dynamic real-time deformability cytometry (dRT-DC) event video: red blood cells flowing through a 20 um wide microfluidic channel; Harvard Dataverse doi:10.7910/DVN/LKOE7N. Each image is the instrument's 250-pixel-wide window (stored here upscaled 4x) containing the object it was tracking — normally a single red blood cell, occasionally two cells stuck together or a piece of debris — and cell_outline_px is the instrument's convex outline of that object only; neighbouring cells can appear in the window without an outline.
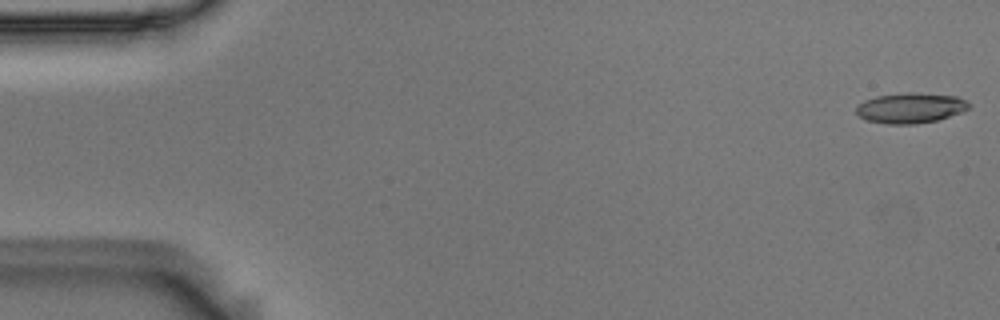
{"species": "Egyptian fruit bat (a non-hibernating species)", "species_latin": "Rousettus aegyptiacus", "temperature_condition": "room temperature", "stored_images_in_passage": 55, "camera_frame_rate_fps": 3000, "um_per_image_px": 0.085, "animal": {"sex": "male"}, "frame": {"image": 1, "passage_image": 1, "time_ms": 0.0, "image_size_px": [1000, 320], "cell_outline_px": [[972, 104], [968, 108], [960, 112], [936, 120], [916, 124], [888, 124], [868, 120], [860, 116], [856, 112], [856, 104], [864, 100], [876, 96], [908, 92], [912, 92], [956, 96]], "centroid_in_image_um": [77.36, 9.17], "position_along_channel_um": 7.6, "area_um2": 19.77}}
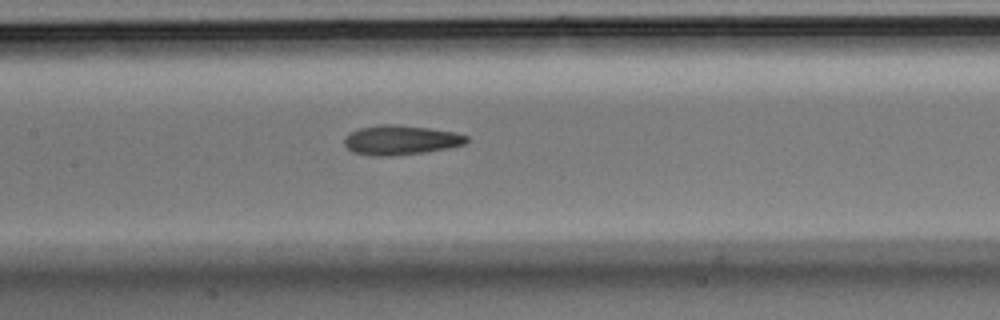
{"frame": {"image": 2, "passage_image": 26, "time_ms": 8.333, "image_size_px": [1000, 320], "cell_outline_px": [[468, 140], [464, 144], [448, 148], [424, 152], [392, 156], [372, 156], [352, 152], [344, 144], [344, 136], [360, 128], [380, 124], [392, 124], [428, 128], [456, 132], [468, 136]], "centroid_in_image_um": [34.05, 11.91], "position_along_channel_um": 173.4, "area_um2": 21.04}}
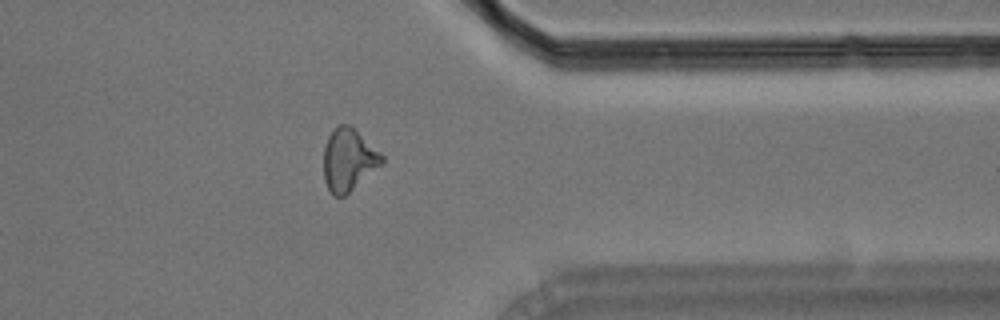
{"frame": {"image": 3, "passage_image": 44, "time_ms": 14.333, "image_size_px": [1000, 320], "cell_outline_px": [[384, 164], [344, 196], [332, 196], [324, 180], [324, 148], [328, 136], [340, 124], [348, 124], [380, 152], [384, 156]], "centroid_in_image_um": [29.64, 13.61], "position_along_channel_um": 381.8, "area_um2": 20.98}, "authors_computed_cell_mechanics": {"area_um2": 20.3456, "velocity_mm_per_s": 3.6339, "shape_relaxation_time_tau1_ms": null, "shape_relaxation_time_tau2_ms": 1.9786, "deformation_change_tau1": null, "deformation_change_tau2": 0.1104}}